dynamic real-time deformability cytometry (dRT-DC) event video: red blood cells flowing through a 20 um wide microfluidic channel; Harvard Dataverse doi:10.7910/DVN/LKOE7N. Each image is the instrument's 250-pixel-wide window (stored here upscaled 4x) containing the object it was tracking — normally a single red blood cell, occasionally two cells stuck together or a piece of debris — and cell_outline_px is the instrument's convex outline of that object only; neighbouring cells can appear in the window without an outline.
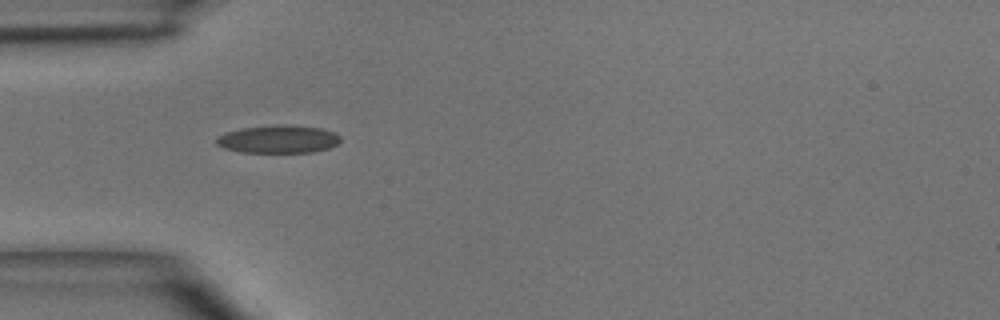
{"species": "common noctule bat (a hibernating species)", "species_latin": "Nyctalus noctula", "temperature_condition": "room temperature", "stored_images_in_passage": 3, "camera_frame_rate_fps": 3000, "um_per_image_px": 0.085, "animal": {"sex": "male", "body_mass_g": 15.6}, "frame": {"image": 1, "passage_image": 1, "time_ms": 0.0, "image_size_px": [1000, 320], "cell_outline_px": [[340, 140], [336, 144], [328, 148], [312, 152], [240, 152], [224, 148], [216, 144], [216, 136], [224, 132], [240, 128], [276, 124], [280, 124], [320, 128], [336, 132], [340, 136]], "centroid_in_image_um": [23.61, 11.82], "position_along_channel_um": 61.4, "area_um2": 20.29}}
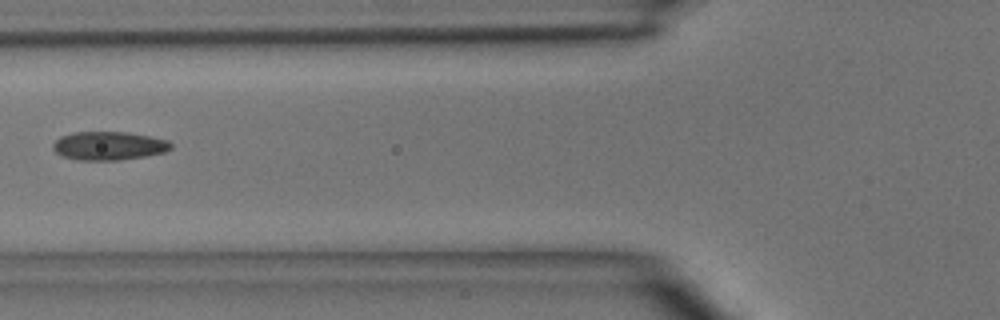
{"frame": {"image": 2, "passage_image": 2, "time_ms": 1.333, "image_size_px": [1000, 320], "cell_outline_px": [[172, 148], [164, 152], [144, 156], [120, 160], [76, 160], [64, 156], [56, 152], [52, 148], [52, 144], [60, 136], [72, 132], [128, 132], [168, 140], [172, 144]], "centroid_in_image_um": [9.23, 12.39], "position_along_channel_um": 116.6, "area_um2": 19.59}}